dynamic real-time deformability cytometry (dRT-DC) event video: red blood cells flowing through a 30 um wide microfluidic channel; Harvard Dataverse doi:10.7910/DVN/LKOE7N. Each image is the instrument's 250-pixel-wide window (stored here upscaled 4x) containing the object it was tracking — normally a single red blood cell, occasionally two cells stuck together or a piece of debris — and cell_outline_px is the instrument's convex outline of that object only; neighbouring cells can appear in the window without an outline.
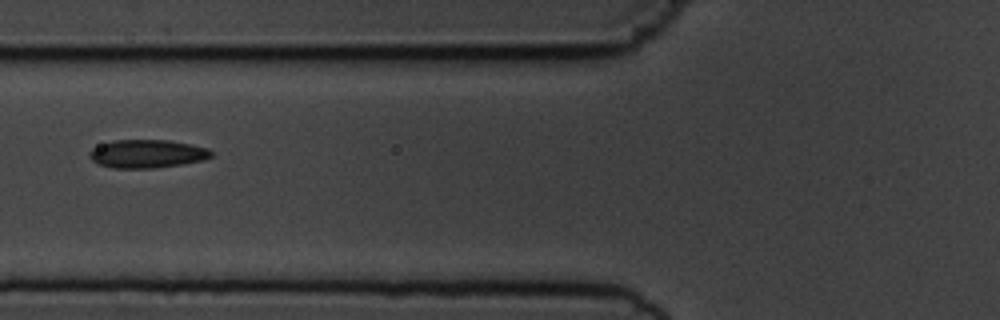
{"species": "common noctule bat (a hibernating species)", "species_latin": "Nyctalus noctula", "temperature_condition": "cold", "stored_images_in_passage": 2, "camera_frame_rate_fps": 3000, "um_per_image_px": 0.085, "animal": {"sex": "male", "body_mass_g": 19.5, "forearm_length_mm": 54.6}, "frame": {"image": 1, "passage_image": 2, "time_ms": 1.333, "image_size_px": [1000, 320], "cell_outline_px": [[212, 156], [204, 160], [156, 168], [112, 168], [100, 164], [92, 160], [88, 156], [88, 152], [92, 148], [100, 144], [112, 140], [168, 140], [208, 148], [212, 152]], "centroid_in_image_um": [12.47, 13.07], "position_along_channel_um": 113.3, "area_um2": 20.06}}